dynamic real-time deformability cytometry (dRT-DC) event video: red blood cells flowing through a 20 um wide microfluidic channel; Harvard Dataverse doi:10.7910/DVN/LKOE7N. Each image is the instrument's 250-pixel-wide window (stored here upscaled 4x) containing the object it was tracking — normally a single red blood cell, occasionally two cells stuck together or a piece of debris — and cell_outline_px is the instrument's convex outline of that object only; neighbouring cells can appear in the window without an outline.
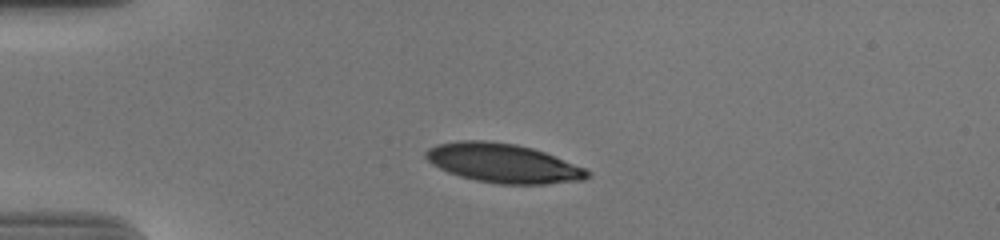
{"species": "human", "species_latin": "Homo sapiens", "temperature_condition": "cold", "stored_images_in_passage": 43, "camera_frame_rate_fps": 3000, "um_per_image_px": 0.085, "donor": {"sex": "male"}, "frame": {"image": 1, "passage_image": 1, "time_ms": 0.0, "image_size_px": [1000, 240], "cell_outline_px": [[592, 176], [584, 180], [544, 184], [500, 184], [476, 180], [460, 176], [448, 172], [432, 164], [424, 156], [424, 152], [428, 148], [436, 144], [456, 140], [488, 140], [516, 144], [532, 148], [544, 152], [588, 168], [592, 172]], "centroid_in_image_um": [42.79, 13.86], "position_along_channel_um": 42.2, "area_um2": 37.22}}
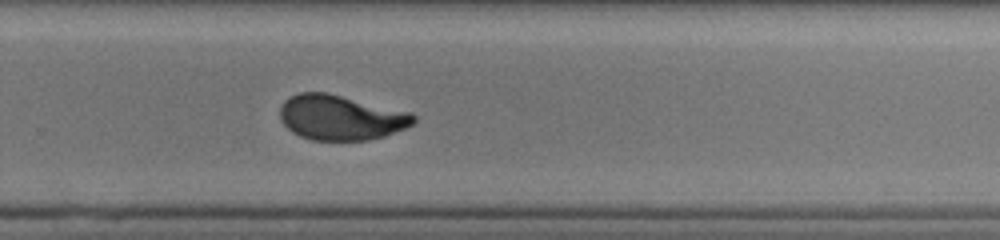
{"frame": {"image": 2, "passage_image": 25, "time_ms": 8.0, "image_size_px": [1000, 240], "cell_outline_px": [[416, 120], [412, 124], [404, 128], [384, 136], [368, 140], [312, 140], [300, 136], [292, 132], [280, 120], [280, 108], [284, 100], [288, 96], [300, 92], [324, 92], [412, 112], [416, 116]], "centroid_in_image_um": [28.94, 9.98], "position_along_channel_um": 300.9, "area_um2": 35.03}}
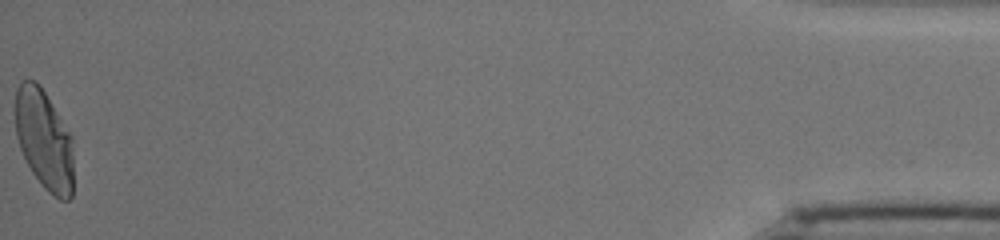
{"frame": {"image": 3, "passage_image": 43, "time_ms": 14.0, "image_size_px": [1000, 240], "cell_outline_px": [[72, 196], [68, 200], [60, 200], [48, 192], [40, 184], [32, 172], [20, 148], [16, 136], [16, 88], [20, 80], [36, 80], [40, 84], [72, 136]], "centroid_in_image_um": [3.75, 11.86], "position_along_channel_um": 431.5, "area_um2": 33.93}, "authors_computed_cell_mechanics": {"area_um2": 36.5296, "velocity_mm_per_s": 3.6715, "shape_relaxation_time_tau1_ms": 4.9645, "shape_relaxation_time_tau2_ms": 1.072, "deformation_change_tau1": 0.2071, "deformation_change_tau2": 0.0662}}